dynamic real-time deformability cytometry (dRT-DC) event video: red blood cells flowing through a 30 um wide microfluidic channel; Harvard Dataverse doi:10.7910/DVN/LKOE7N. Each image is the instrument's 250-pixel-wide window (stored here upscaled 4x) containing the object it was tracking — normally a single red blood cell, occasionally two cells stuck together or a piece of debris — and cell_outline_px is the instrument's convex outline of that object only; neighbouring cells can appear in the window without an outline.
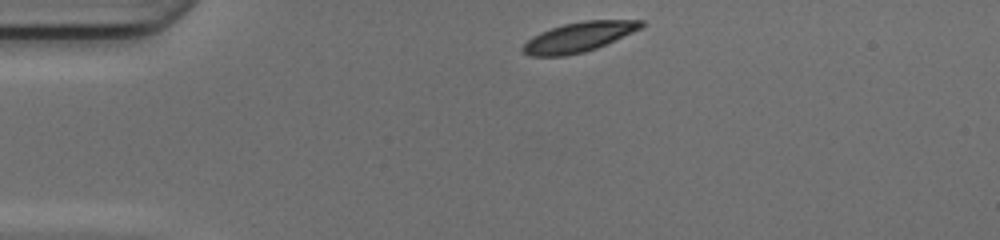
{"species": "common noctule bat (a hibernating species)", "species_latin": "Nyctalus noctula", "temperature_condition": "cold", "stored_images_in_passage": 40, "camera_frame_rate_fps": 3000, "um_per_image_px": 0.085, "animal": {"sex": "female", "body_mass_g": 17.0, "forearm_length_mm": 48.0}, "frame": {"image": 1, "passage_image": 1, "time_ms": 0.0, "image_size_px": [1000, 240], "cell_outline_px": [[644, 24], [640, 28], [632, 32], [596, 48], [584, 52], [564, 56], [528, 56], [520, 48], [532, 36], [540, 32], [564, 24], [584, 20], [644, 20]], "centroid_in_image_um": [49.15, 3.15], "position_along_channel_um": 35.8, "area_um2": 20.29}}
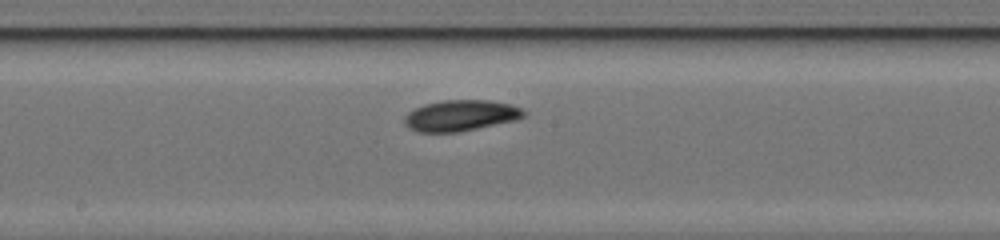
{"frame": {"image": 2, "passage_image": 17, "time_ms": 5.333, "image_size_px": [1000, 240], "cell_outline_px": [[528, 112], [524, 116], [516, 120], [460, 132], [416, 132], [408, 128], [404, 124], [404, 116], [408, 112], [424, 104], [444, 100], [488, 100], [512, 104]], "centroid_in_image_um": [39.15, 9.82], "position_along_channel_um": 209.0, "area_um2": 21.73}}
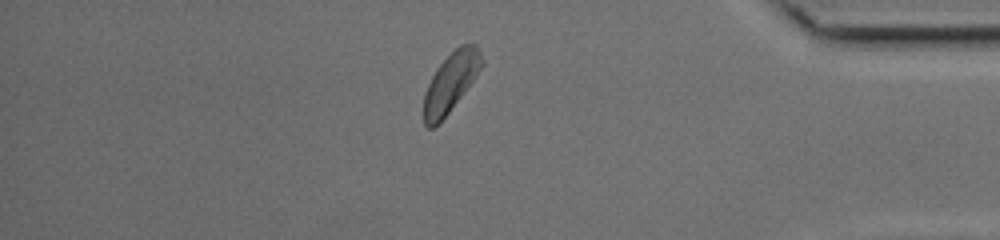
{"frame": {"image": 3, "passage_image": 33, "time_ms": 10.667, "image_size_px": [1000, 240], "cell_outline_px": [[484, 64], [448, 112], [432, 128], [428, 128], [424, 124], [424, 92], [436, 68], [460, 44], [476, 44], [484, 60]], "centroid_in_image_um": [38.3, 6.96], "position_along_channel_um": 396.9, "area_um2": 19.36}, "authors_computed_cell_mechanics": {"area_um2": 20.808, "velocity_mm_per_s": 4.1257, "shape_relaxation_time_tau1_ms": 2.8284, "shape_relaxation_time_tau2_ms": null, "deformation_change_tau1": 0.0995, "deformation_change_tau2": null}}